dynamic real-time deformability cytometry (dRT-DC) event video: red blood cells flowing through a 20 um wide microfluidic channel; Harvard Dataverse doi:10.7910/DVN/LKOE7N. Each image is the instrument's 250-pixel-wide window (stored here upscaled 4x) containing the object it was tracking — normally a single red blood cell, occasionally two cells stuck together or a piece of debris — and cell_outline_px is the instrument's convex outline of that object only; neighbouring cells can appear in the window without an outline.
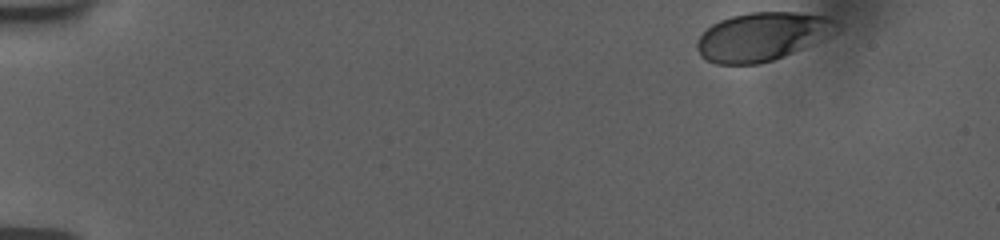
{"species": "human", "species_latin": "Homo sapiens", "temperature_condition": "room temperature", "stored_images_in_passage": 44, "camera_frame_rate_fps": 3000, "um_per_image_px": 0.085, "donor": {"sex": "female"}, "frame": {"image": 1, "passage_image": 1, "time_ms": 0.0, "image_size_px": [1000, 240], "cell_outline_px": [[840, 32], [772, 60], [760, 64], [716, 64], [704, 60], [700, 56], [696, 48], [696, 40], [712, 24], [720, 20], [732, 16], [752, 12], [796, 12], [828, 16], [836, 20], [840, 24]], "centroid_in_image_um": [64.8, 3.1], "position_along_channel_um": 20.2, "area_um2": 39.59}}
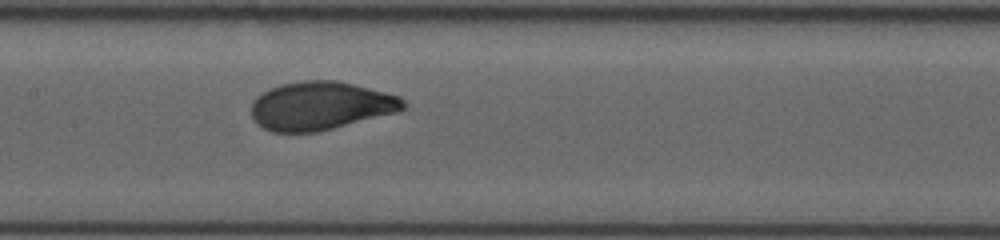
{"frame": {"image": 2, "passage_image": 24, "time_ms": 7.667, "image_size_px": [1000, 240], "cell_outline_px": [[404, 108], [400, 112], [316, 132], [272, 132], [264, 128], [252, 116], [252, 100], [260, 92], [268, 88], [280, 84], [304, 80], [336, 80], [400, 96], [404, 100]], "centroid_in_image_um": [27.24, 8.98], "position_along_channel_um": 180.2, "area_um2": 42.83}}
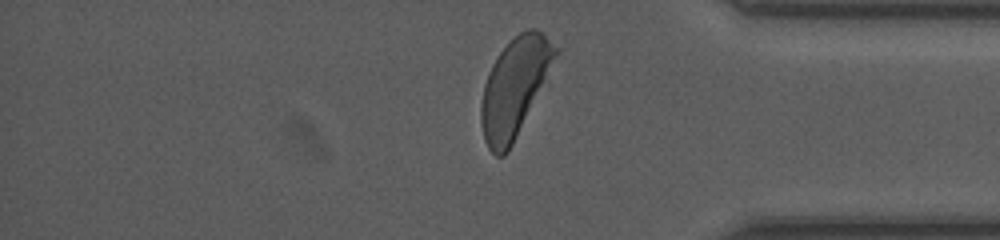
{"frame": {"image": 3, "passage_image": 42, "time_ms": 13.667, "image_size_px": [1000, 240], "cell_outline_px": [[560, 52], [508, 152], [504, 156], [496, 156], [488, 148], [484, 140], [480, 120], [480, 104], [484, 84], [488, 72], [492, 64], [500, 52], [520, 32], [528, 28], [536, 28], [560, 48]], "centroid_in_image_um": [43.74, 7.42], "position_along_channel_um": 391.5, "area_um2": 42.19}, "authors_computed_cell_mechanics": {"area_um2": 42.3674, "velocity_mm_per_s": 3.726, "shape_relaxation_time_tau1_ms": 2.6652, "shape_relaxation_time_tau2_ms": null, "deformation_change_tau1": 0.1263, "deformation_change_tau2": null}}